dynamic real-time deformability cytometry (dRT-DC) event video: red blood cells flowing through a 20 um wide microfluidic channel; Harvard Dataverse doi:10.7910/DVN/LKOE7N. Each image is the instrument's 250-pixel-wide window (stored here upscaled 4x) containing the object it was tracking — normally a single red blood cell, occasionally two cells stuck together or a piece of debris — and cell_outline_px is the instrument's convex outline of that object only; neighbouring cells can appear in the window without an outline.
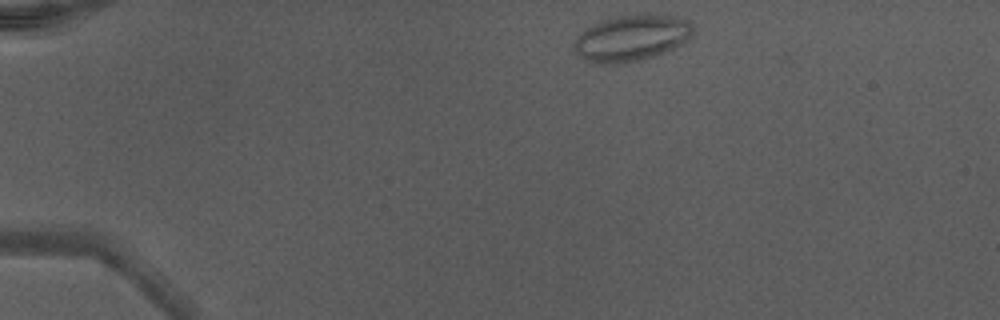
{"species": "Egyptian fruit bat (a non-hibernating species)", "species_latin": "Rousettus aegyptiacus", "temperature_condition": "warm", "stored_images_in_passage": 22, "camera_frame_rate_fps": 3000, "um_per_image_px": 0.085, "animal": {"sex": "male"}, "frame": {"image": 1, "passage_image": 1, "time_ms": 0.0, "image_size_px": [1000, 320], "cell_outline_px": [[692, 32], [680, 44], [664, 52], [640, 60], [620, 64], [600, 64], [584, 60], [576, 52], [572, 44], [576, 36], [584, 28], [592, 24], [616, 16], [676, 16], [688, 20], [692, 24]], "centroid_in_image_um": [53.58, 3.26], "position_along_channel_um": 31.4, "area_um2": 31.44}}